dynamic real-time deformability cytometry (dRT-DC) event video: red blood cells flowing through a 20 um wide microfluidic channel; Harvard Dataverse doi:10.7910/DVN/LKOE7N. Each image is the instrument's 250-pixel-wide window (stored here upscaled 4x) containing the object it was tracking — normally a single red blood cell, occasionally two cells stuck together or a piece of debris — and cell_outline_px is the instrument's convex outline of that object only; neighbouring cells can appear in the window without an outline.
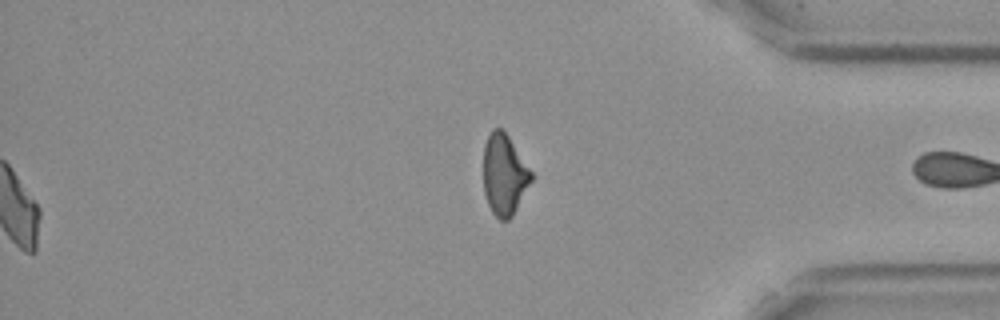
{"species": "Egyptian fruit bat (a non-hibernating species)", "species_latin": "Rousettus aegyptiacus", "temperature_condition": "cold", "stored_images_in_passage": 46, "segment_of_instrument_passage": [2, 2], "camera_frame_rate_fps": 3000, "um_per_image_px": 0.085, "frame": {"image": 1, "passage_image": 46, "time_ms": 15.0, "image_size_px": [1000, 320], "cell_outline_px": [[532, 180], [512, 216], [508, 220], [500, 220], [492, 212], [488, 204], [484, 192], [484, 144], [492, 128], [504, 128], [532, 172]], "centroid_in_image_um": [42.86, 14.81], "position_along_channel_um": 392.3, "area_um2": 22.54}}